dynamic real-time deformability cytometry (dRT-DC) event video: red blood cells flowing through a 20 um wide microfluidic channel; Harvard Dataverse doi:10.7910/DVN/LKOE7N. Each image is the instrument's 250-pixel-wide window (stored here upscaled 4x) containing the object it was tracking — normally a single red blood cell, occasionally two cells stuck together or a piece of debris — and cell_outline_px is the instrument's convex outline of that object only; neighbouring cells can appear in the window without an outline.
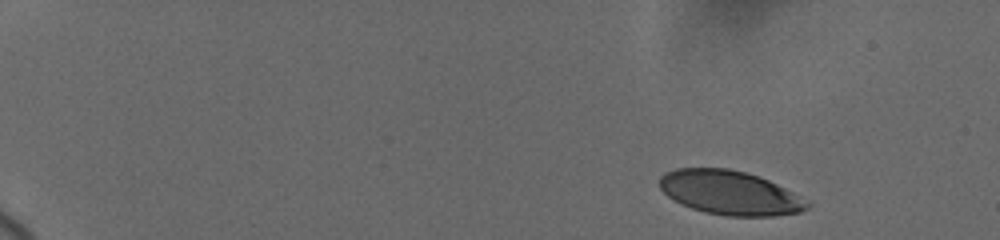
{"species": "human", "species_latin": "Homo sapiens", "temperature_condition": "cold", "stored_images_in_passage": 7, "camera_frame_rate_fps": 3000, "um_per_image_px": 0.085, "donor": {"sex": "female"}, "frame": {"image": 1, "passage_image": 1, "time_ms": 0.0, "image_size_px": [1000, 240], "cell_outline_px": [[812, 204], [808, 208], [800, 212], [772, 216], [724, 216], [704, 212], [680, 204], [668, 196], [660, 188], [660, 176], [664, 172], [676, 168], [728, 168], [744, 172], [768, 180], [808, 200]], "centroid_in_image_um": [62.03, 16.39], "position_along_channel_um": 23.0, "area_um2": 37.92}}
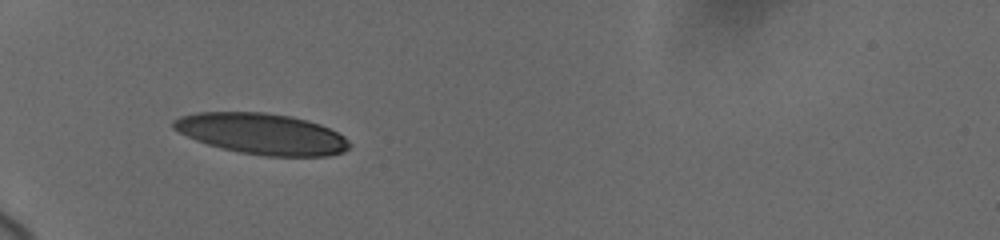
{"frame": {"image": 2, "passage_image": 6, "time_ms": 4.667, "image_size_px": [1000, 240], "cell_outline_px": [[352, 144], [344, 152], [328, 156], [264, 156], [240, 152], [220, 148], [196, 140], [172, 128], [172, 120], [180, 116], [196, 112], [264, 112], [292, 116], [320, 124], [344, 136]], "centroid_in_image_um": [22.26, 11.37], "position_along_channel_um": 62.7, "area_um2": 42.08}}